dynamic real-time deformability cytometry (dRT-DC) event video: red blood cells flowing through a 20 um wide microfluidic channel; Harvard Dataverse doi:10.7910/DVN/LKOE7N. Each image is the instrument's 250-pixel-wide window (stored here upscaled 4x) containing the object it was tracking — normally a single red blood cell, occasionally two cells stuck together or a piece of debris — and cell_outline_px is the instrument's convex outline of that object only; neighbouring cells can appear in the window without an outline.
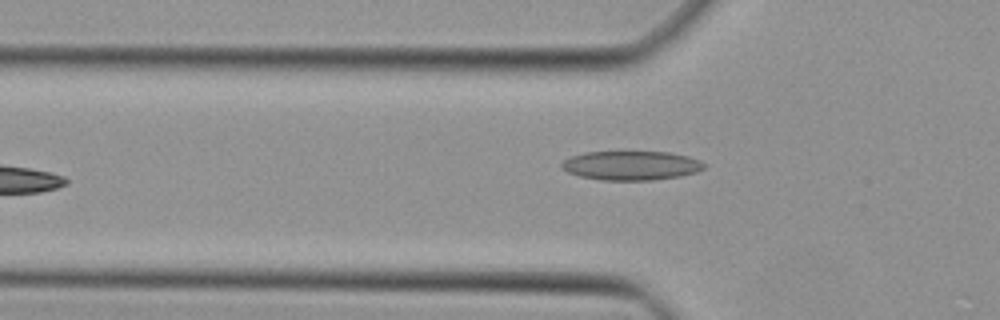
{"species": "Egyptian fruit bat (a non-hibernating species)", "species_latin": "Rousettus aegyptiacus", "temperature_condition": "cold", "stored_images_in_passage": 32, "camera_frame_rate_fps": 3000, "um_per_image_px": 0.085, "animal": {"sex": "female"}, "frame": {"image": 1, "passage_image": 3, "time_ms": 0.667, "image_size_px": [1000, 320], "cell_outline_px": [[704, 168], [696, 172], [680, 176], [652, 180], [600, 180], [580, 176], [568, 172], [560, 164], [564, 160], [572, 156], [584, 152], [668, 152], [688, 156], [700, 160], [704, 164]], "centroid_in_image_um": [53.66, 14.07], "position_along_channel_um": 72.1, "area_um2": 24.04}}
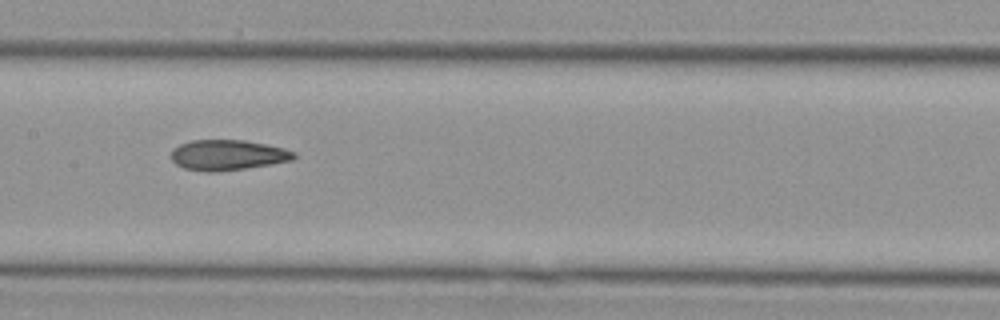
{"frame": {"image": 2, "passage_image": 11, "time_ms": 3.333, "image_size_px": [1000, 320], "cell_outline_px": [[296, 156], [292, 160], [244, 168], [216, 172], [208, 172], [184, 168], [176, 164], [172, 160], [172, 148], [180, 144], [192, 140], [244, 140], [284, 148], [296, 152]], "centroid_in_image_um": [19.33, 13.17], "position_along_channel_um": 188.1, "area_um2": 21.56}}
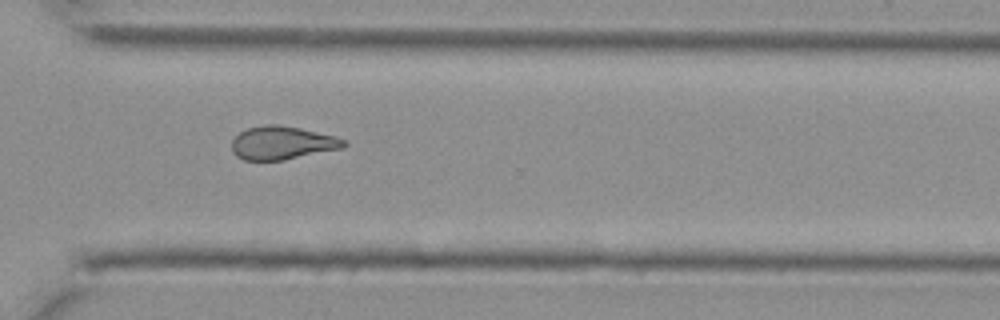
{"frame": {"image": 3, "passage_image": 22, "time_ms": 7.0, "image_size_px": [1000, 320], "cell_outline_px": [[348, 144], [340, 148], [284, 160], [244, 160], [236, 156], [232, 152], [232, 140], [240, 132], [248, 128], [264, 124], [280, 124], [300, 128], [336, 136], [348, 140]], "centroid_in_image_um": [23.98, 12.13], "position_along_channel_um": 346.6, "area_um2": 21.79}}